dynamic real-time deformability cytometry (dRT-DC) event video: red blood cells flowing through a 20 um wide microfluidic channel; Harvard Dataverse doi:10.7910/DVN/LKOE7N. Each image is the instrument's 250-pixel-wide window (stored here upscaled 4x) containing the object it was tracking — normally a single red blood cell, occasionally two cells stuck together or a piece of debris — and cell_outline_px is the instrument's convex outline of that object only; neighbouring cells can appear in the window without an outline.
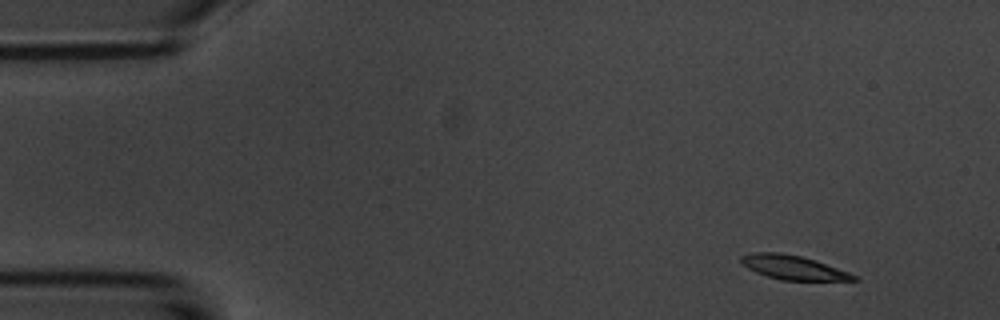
{"species": "common noctule bat (a hibernating species)", "species_latin": "Nyctalus noctula", "temperature_condition": "room temperature", "stored_images_in_passage": 4, "camera_frame_rate_fps": 3000, "um_per_image_px": 0.085, "animal": {"sex": "male", "body_mass_g": 20.1, "forearm_length_mm": 53.5}, "frame": {"image": 1, "passage_image": 1, "time_ms": 0.0, "image_size_px": [1000, 320], "cell_outline_px": [[860, 280], [780, 280], [756, 272], [740, 264], [740, 256], [756, 252], [780, 252], [800, 256], [816, 260], [848, 272], [856, 276]], "centroid_in_image_um": [67.38, 22.73], "position_along_channel_um": 17.6, "area_um2": 15.72}}
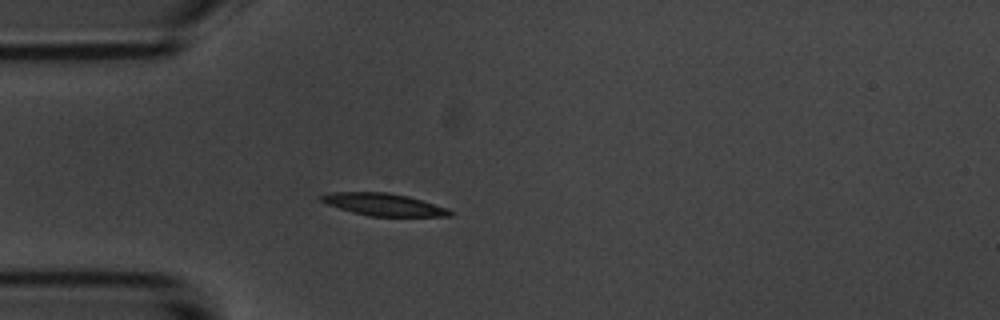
{"frame": {"image": 2, "passage_image": 4, "time_ms": 3.333, "image_size_px": [1000, 320], "cell_outline_px": [[456, 212], [452, 216], [368, 216], [352, 212], [328, 204], [320, 200], [320, 196], [332, 192], [388, 192], [408, 196], [448, 208]], "centroid_in_image_um": [32.66, 17.38], "position_along_channel_um": 52.3, "area_um2": 16.7}}